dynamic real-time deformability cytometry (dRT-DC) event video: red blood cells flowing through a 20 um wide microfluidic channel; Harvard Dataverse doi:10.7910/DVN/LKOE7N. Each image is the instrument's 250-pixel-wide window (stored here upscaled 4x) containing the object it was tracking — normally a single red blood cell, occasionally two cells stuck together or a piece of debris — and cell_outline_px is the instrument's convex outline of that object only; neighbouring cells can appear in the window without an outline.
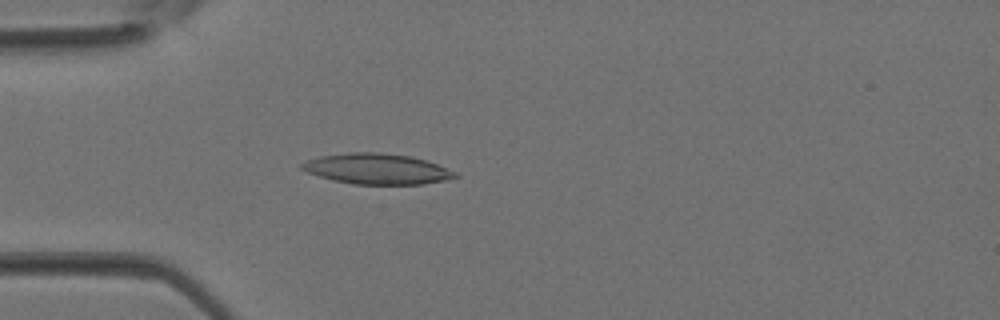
{"species": "Egyptian fruit bat (a non-hibernating species)", "species_latin": "Rousettus aegyptiacus", "temperature_condition": "room temperature", "stored_images_in_passage": 3, "camera_frame_rate_fps": 3000, "um_per_image_px": 0.085, "animal": {"sex": "female"}, "frame": {"image": 1, "passage_image": 3, "time_ms": 0.667, "image_size_px": [1000, 320], "cell_outline_px": [[460, 176], [444, 180], [424, 184], [352, 184], [332, 180], [308, 172], [300, 168], [300, 164], [308, 160], [320, 156], [348, 152], [376, 152], [412, 156], [428, 160], [456, 172]], "centroid_in_image_um": [32.06, 14.35], "position_along_channel_um": 52.9, "area_um2": 27.34}}